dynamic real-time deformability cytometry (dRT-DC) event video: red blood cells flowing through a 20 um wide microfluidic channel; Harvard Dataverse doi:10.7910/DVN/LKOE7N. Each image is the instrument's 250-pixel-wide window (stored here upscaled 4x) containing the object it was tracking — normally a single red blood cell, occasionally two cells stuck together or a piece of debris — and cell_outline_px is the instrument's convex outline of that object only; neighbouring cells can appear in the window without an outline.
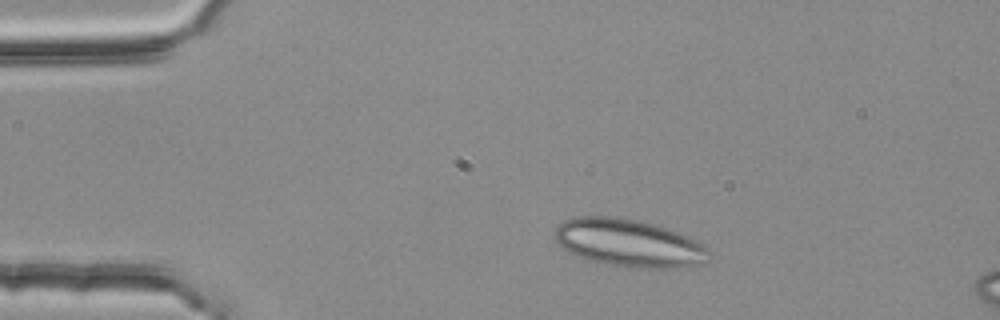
{"species": "common noctule bat (a hibernating species)", "species_latin": "Nyctalus noctula", "temperature_condition": "room temperature", "stored_images_in_passage": 3, "segment_of_instrument_passage": [1, 2], "camera_frame_rate_fps": 3000, "um_per_image_px": 0.085, "animal": {"sex": "female", "body_mass_g": 25.1}, "frame": {"image": 1, "passage_image": 1, "time_ms": 0.0, "image_size_px": [1000, 320], "cell_outline_px": [[712, 256], [708, 260], [700, 264], [676, 268], [632, 268], [608, 264], [588, 260], [568, 252], [556, 240], [552, 232], [564, 220], [580, 216], [616, 216], [656, 224], [680, 232], [688, 236], [708, 248], [712, 252]], "centroid_in_image_um": [53.48, 20.66], "position_along_channel_um": 31.5, "area_um2": 43.23}}